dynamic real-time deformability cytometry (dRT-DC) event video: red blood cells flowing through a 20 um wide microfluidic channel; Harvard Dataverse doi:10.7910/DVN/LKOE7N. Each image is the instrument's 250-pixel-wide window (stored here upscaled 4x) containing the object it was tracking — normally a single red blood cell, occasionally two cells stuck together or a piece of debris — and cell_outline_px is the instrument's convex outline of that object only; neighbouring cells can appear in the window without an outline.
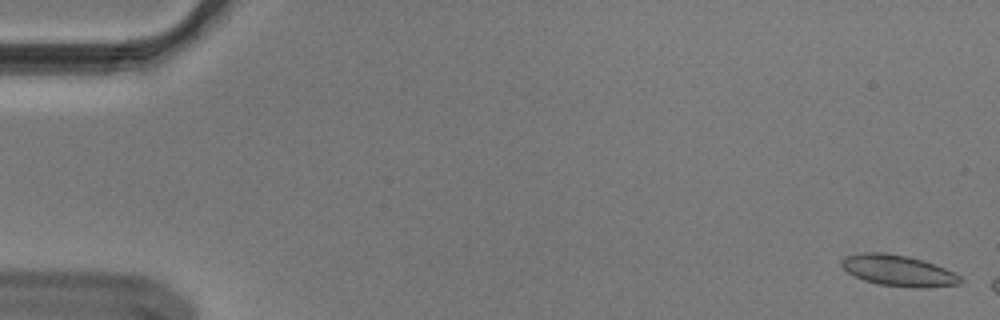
{"species": "Egyptian fruit bat (a non-hibernating species)", "species_latin": "Rousettus aegyptiacus", "temperature_condition": "cold", "stored_images_in_passage": 7, "camera_frame_rate_fps": 3000, "um_per_image_px": 0.085, "animal": {"sex": "male"}, "frame": {"image": 1, "passage_image": 1, "time_ms": 0.0, "image_size_px": [1000, 320], "cell_outline_px": [[964, 280], [960, 284], [924, 288], [912, 288], [880, 284], [864, 280], [848, 272], [840, 264], [840, 260], [848, 256], [864, 252], [884, 252], [908, 256], [924, 260], [944, 268], [960, 276]], "centroid_in_image_um": [76.38, 23.0], "position_along_channel_um": 8.6, "area_um2": 21.44}}